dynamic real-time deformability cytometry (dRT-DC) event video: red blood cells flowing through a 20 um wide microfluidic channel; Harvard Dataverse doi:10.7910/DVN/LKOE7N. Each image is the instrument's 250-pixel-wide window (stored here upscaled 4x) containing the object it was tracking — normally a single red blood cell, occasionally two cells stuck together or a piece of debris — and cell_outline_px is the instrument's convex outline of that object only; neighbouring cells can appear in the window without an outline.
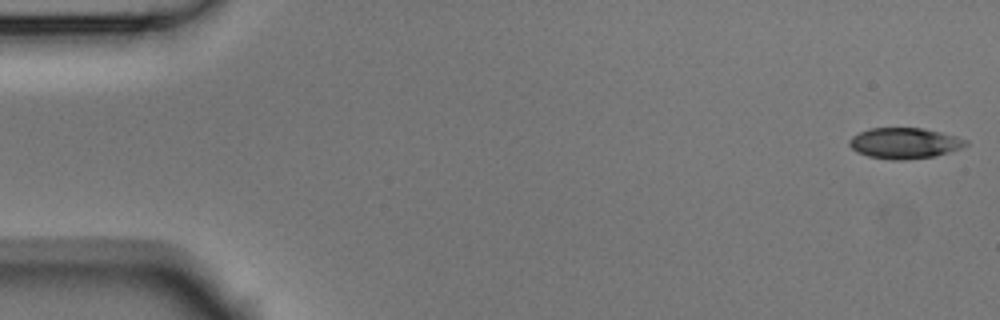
{"species": "Egyptian fruit bat (a non-hibernating species)", "species_latin": "Rousettus aegyptiacus", "temperature_condition": "room temperature", "stored_images_in_passage": 53, "camera_frame_rate_fps": 3000, "um_per_image_px": 0.085, "animal": {"sex": "male"}, "frame": {"image": 1, "passage_image": 1, "time_ms": 0.0, "image_size_px": [1000, 320], "cell_outline_px": [[968, 144], [960, 148], [936, 156], [900, 160], [892, 160], [868, 156], [856, 152], [848, 144], [848, 140], [852, 136], [868, 128], [920, 128], [940, 132], [956, 136], [968, 140]], "centroid_in_image_um": [76.85, 12.17], "position_along_channel_um": 8.1, "area_um2": 20.87}}
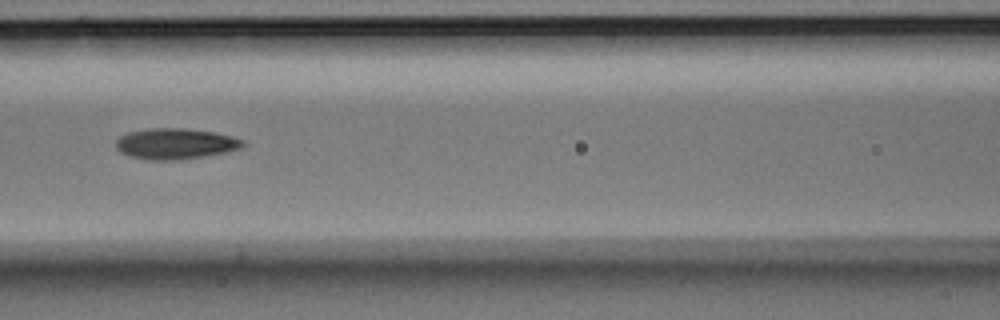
{"frame": {"image": 2, "passage_image": 23, "time_ms": 7.333, "image_size_px": [1000, 320], "cell_outline_px": [[248, 144], [240, 148], [228, 152], [204, 156], [176, 160], [152, 160], [128, 156], [120, 152], [116, 148], [116, 140], [120, 136], [128, 132], [148, 128], [188, 128], [212, 132], [232, 136], [244, 140]], "centroid_in_image_um": [14.92, 12.21], "position_along_channel_um": 151.7, "area_um2": 23.0}}
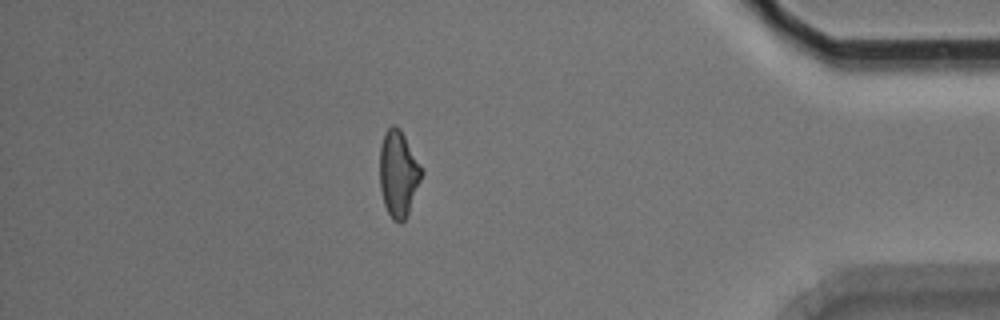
{"frame": {"image": 3, "passage_image": 46, "time_ms": 15.0, "image_size_px": [1000, 320], "cell_outline_px": [[424, 172], [408, 212], [404, 220], [400, 224], [392, 220], [384, 204], [380, 188], [380, 144], [384, 132], [392, 124], [396, 124], [400, 128]], "centroid_in_image_um": [33.85, 14.74], "position_along_channel_um": 401.4, "area_um2": 20.98}, "authors_computed_cell_mechanics": {"area_um2": 21.8484, "velocity_mm_per_s": 3.777, "shape_relaxation_time_tau1_ms": 2.8638, "shape_relaxation_time_tau2_ms": 5.3857, "deformation_change_tau1": 0.1533, "deformation_change_tau2": 0.1452}}